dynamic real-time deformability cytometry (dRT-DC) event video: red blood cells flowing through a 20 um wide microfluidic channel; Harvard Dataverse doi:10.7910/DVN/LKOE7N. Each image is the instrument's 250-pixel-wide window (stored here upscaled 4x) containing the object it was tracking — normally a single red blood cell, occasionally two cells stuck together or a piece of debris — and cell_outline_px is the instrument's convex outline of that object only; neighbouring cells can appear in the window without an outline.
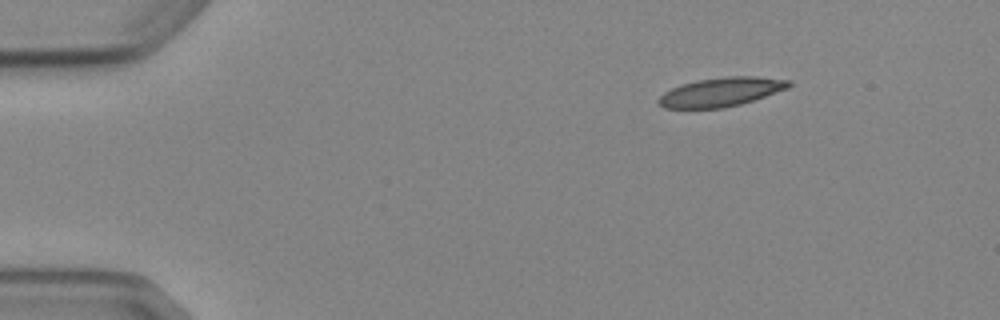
{"species": "Egyptian fruit bat (a non-hibernating species)", "species_latin": "Rousettus aegyptiacus", "temperature_condition": "cold", "stored_images_in_passage": 4, "segment_of_instrument_passage": [1, 2], "camera_frame_rate_fps": 3000, "um_per_image_px": 0.085, "animal": {"sex": "female"}, "frame": {"image": 1, "passage_image": 1, "time_ms": 0.0, "image_size_px": [1000, 320], "cell_outline_px": [[792, 84], [788, 88], [740, 104], [724, 108], [664, 108], [656, 100], [664, 92], [680, 84], [696, 80], [728, 76], [756, 76], [792, 80]], "centroid_in_image_um": [61.28, 7.81], "position_along_channel_um": 23.7, "area_um2": 21.96}}